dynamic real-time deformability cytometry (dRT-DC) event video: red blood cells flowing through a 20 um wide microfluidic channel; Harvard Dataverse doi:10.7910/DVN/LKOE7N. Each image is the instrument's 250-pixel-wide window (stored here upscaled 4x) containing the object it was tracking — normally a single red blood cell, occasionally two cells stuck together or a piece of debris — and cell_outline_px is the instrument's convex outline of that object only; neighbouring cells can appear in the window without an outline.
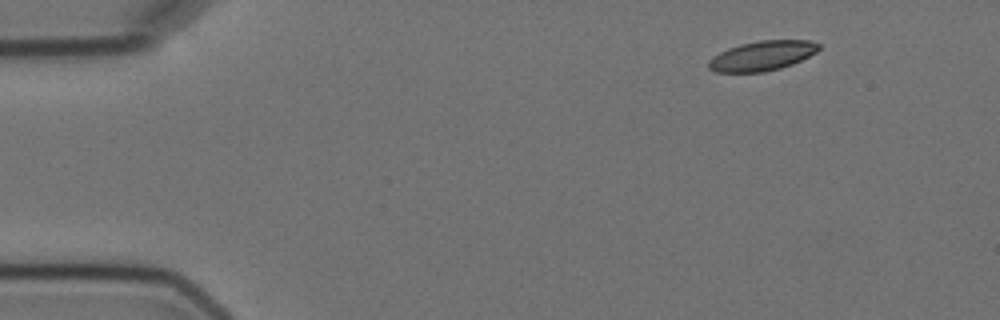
{"species": "Egyptian fruit bat (a non-hibernating species)", "species_latin": "Rousettus aegyptiacus", "temperature_condition": "cold", "stored_images_in_passage": 5, "segment_of_instrument_passage": [2, 2], "camera_frame_rate_fps": 3000, "um_per_image_px": 0.085, "animal": {"sex": "female"}, "frame": {"image": 1, "passage_image": 5, "time_ms": 6.0, "image_size_px": [1000, 320], "cell_outline_px": [[820, 48], [816, 52], [792, 64], [780, 68], [764, 72], [716, 72], [708, 68], [708, 60], [712, 56], [728, 48], [740, 44], [760, 40], [808, 40], [820, 44]], "centroid_in_image_um": [64.76, 4.74], "position_along_channel_um": 20.2, "area_um2": 19.07}}